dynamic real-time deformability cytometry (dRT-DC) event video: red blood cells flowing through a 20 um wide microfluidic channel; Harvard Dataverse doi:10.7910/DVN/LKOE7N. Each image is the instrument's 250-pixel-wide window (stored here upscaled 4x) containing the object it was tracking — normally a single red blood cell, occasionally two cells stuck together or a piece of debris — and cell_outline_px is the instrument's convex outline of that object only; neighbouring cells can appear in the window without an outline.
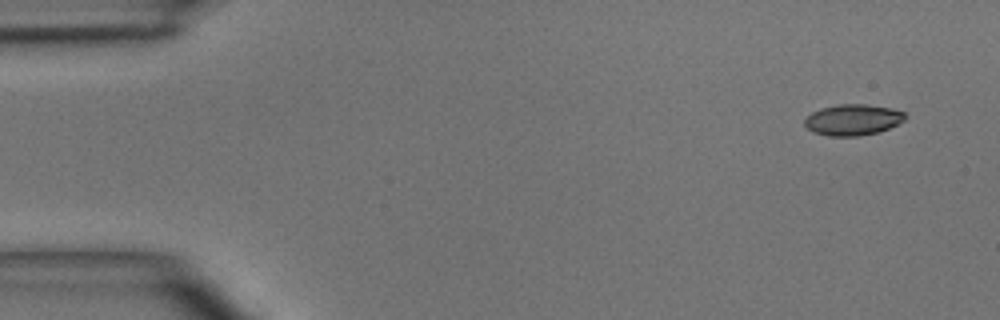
{"species": "common noctule bat (a hibernating species)", "species_latin": "Nyctalus noctula", "temperature_condition": "room temperature", "stored_images_in_passage": 4, "camera_frame_rate_fps": 3000, "um_per_image_px": 0.085, "animal": {"sex": "male", "body_mass_g": 15.6}, "frame": {"image": 1, "passage_image": 1, "time_ms": 0.0, "image_size_px": [1000, 320], "cell_outline_px": [[904, 120], [880, 132], [860, 136], [828, 136], [812, 132], [804, 124], [804, 120], [812, 112], [820, 108], [836, 104], [868, 104], [892, 108], [904, 112]], "centroid_in_image_um": [72.46, 10.18], "position_along_channel_um": 12.5, "area_um2": 18.26}}
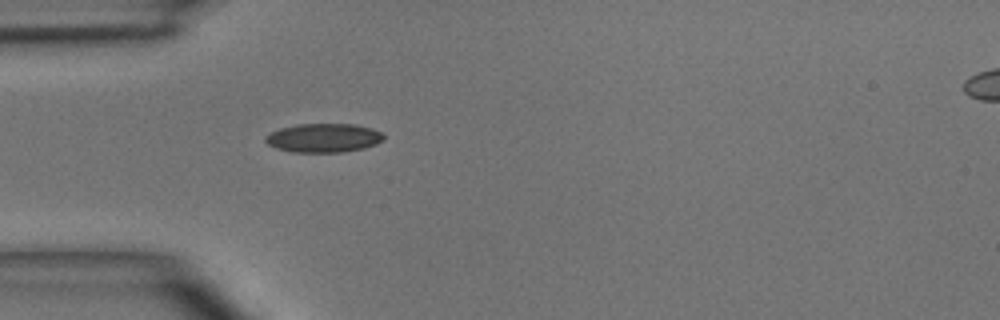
{"frame": {"image": 2, "passage_image": 4, "time_ms": 3.667, "image_size_px": [1000, 320], "cell_outline_px": [[384, 140], [376, 144], [364, 148], [340, 152], [292, 152], [276, 148], [268, 144], [264, 140], [264, 136], [268, 132], [280, 128], [296, 124], [356, 124], [372, 128], [380, 132], [384, 136]], "centroid_in_image_um": [27.47, 11.71], "position_along_channel_um": 57.5, "area_um2": 20.06}}